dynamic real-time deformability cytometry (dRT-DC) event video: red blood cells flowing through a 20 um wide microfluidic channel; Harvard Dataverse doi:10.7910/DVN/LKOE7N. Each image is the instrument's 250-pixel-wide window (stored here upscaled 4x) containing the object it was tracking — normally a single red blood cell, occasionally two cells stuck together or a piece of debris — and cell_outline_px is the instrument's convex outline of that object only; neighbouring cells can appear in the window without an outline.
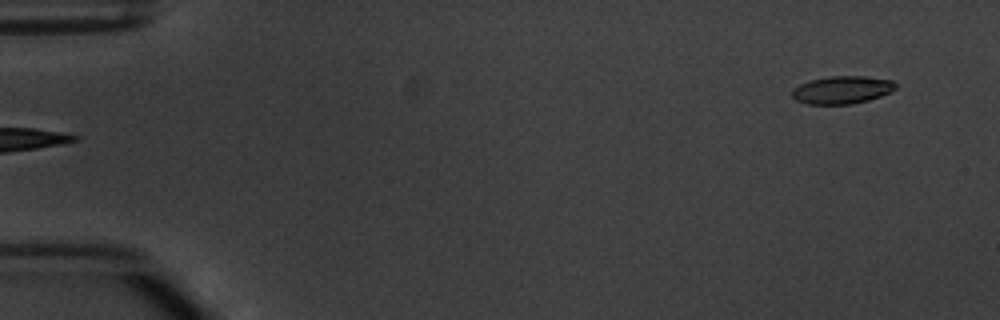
{"species": "common noctule bat (a hibernating species)", "species_latin": "Nyctalus noctula", "temperature_condition": "warm", "stored_images_in_passage": 5, "camera_frame_rate_fps": 3000, "um_per_image_px": 0.085, "animal": {"sex": "male", "body_mass_g": 20.1, "forearm_length_mm": 53.5}, "frame": {"image": 1, "passage_image": 5, "time_ms": 5.333, "image_size_px": [1000, 320], "cell_outline_px": [[896, 88], [892, 92], [868, 100], [852, 104], [808, 104], [796, 100], [792, 96], [792, 88], [800, 84], [812, 80], [832, 76], [868, 76], [892, 80], [896, 84]], "centroid_in_image_um": [71.6, 7.64], "position_along_channel_um": 13.4, "area_um2": 16.76}}